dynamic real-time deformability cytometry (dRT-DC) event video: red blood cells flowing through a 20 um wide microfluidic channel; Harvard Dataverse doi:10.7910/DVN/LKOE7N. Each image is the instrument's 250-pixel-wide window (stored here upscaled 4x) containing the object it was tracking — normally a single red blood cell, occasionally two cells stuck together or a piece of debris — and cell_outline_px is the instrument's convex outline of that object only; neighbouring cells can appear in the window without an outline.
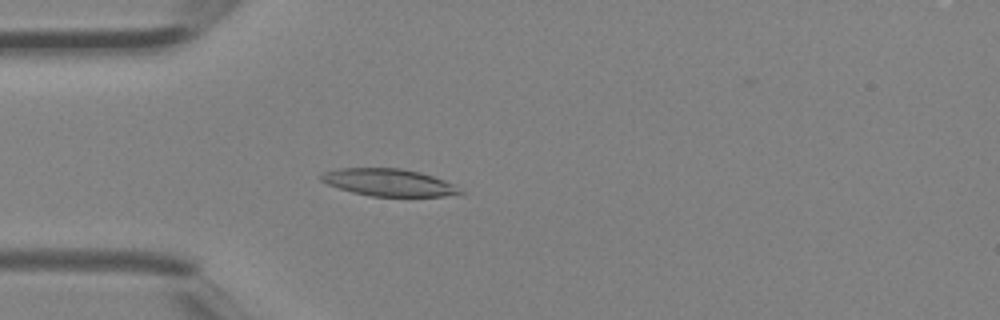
{"species": "Egyptian fruit bat (a non-hibernating species)", "species_latin": "Rousettus aegyptiacus", "temperature_condition": "room temperature", "stored_images_in_passage": 3, "camera_frame_rate_fps": 3000, "um_per_image_px": 0.085, "animal": {"sex": "female"}, "frame": {"image": 1, "passage_image": 3, "time_ms": 0.667, "image_size_px": [1000, 320], "cell_outline_px": [[464, 192], [460, 196], [372, 196], [352, 192], [328, 184], [320, 180], [320, 176], [324, 172], [340, 168], [400, 168], [420, 172], [444, 180], [452, 184]], "centroid_in_image_um": [33.08, 15.51], "position_along_channel_um": 51.9, "area_um2": 21.96}}